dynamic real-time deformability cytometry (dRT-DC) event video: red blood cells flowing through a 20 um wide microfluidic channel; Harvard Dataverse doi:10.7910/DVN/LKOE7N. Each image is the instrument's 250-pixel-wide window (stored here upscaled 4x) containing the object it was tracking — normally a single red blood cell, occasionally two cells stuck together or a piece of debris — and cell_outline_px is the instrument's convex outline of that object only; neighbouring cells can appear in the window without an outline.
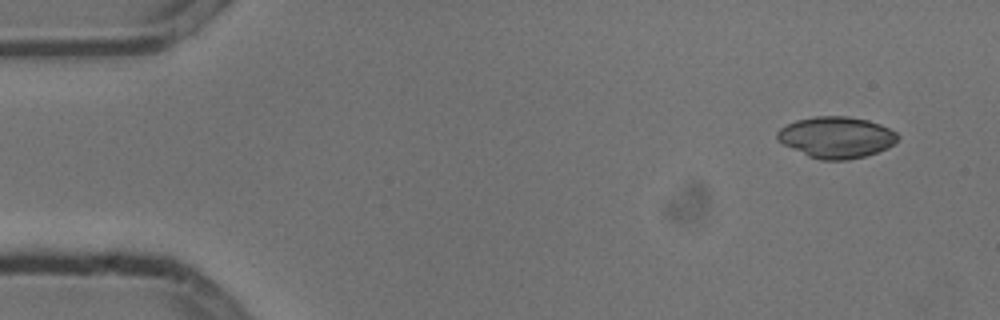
{"species": "common noctule bat (a hibernating species)", "species_latin": "Nyctalus noctula", "temperature_condition": "cold", "stored_images_in_passage": 4, "camera_frame_rate_fps": 3000, "um_per_image_px": 0.085, "animal": {"sex": "male", "body_mass_g": 13.3}, "frame": {"image": 1, "passage_image": 1, "time_ms": 0.0, "image_size_px": [1000, 320], "cell_outline_px": [[900, 136], [888, 148], [864, 156], [848, 160], [820, 160], [808, 156], [776, 140], [776, 132], [780, 128], [796, 120], [816, 116], [848, 116], [868, 120], [880, 124], [896, 132]], "centroid_in_image_um": [71.08, 11.67], "position_along_channel_um": 13.9, "area_um2": 28.96}}
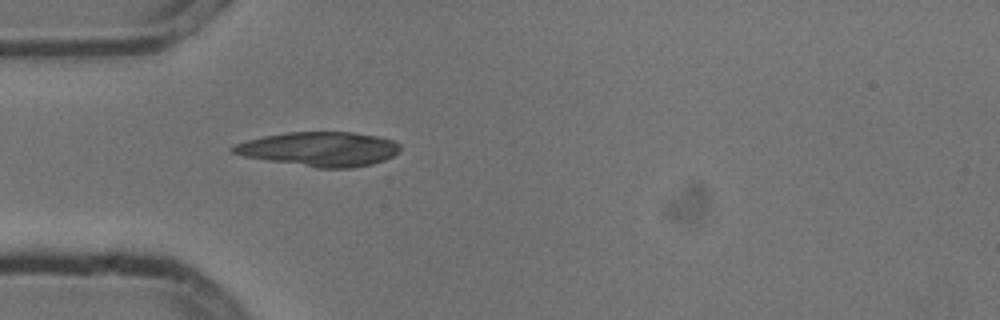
{"frame": {"image": 2, "passage_image": 4, "time_ms": 1.0, "image_size_px": [1000, 320], "cell_outline_px": [[400, 148], [392, 156], [384, 160], [372, 164], [352, 168], [316, 168], [244, 156], [232, 152], [228, 148], [236, 144], [248, 140], [264, 136], [288, 132], [352, 132], [380, 136], [392, 140], [400, 144]], "centroid_in_image_um": [27.17, 12.67], "position_along_channel_um": 57.8, "area_um2": 33.35}}